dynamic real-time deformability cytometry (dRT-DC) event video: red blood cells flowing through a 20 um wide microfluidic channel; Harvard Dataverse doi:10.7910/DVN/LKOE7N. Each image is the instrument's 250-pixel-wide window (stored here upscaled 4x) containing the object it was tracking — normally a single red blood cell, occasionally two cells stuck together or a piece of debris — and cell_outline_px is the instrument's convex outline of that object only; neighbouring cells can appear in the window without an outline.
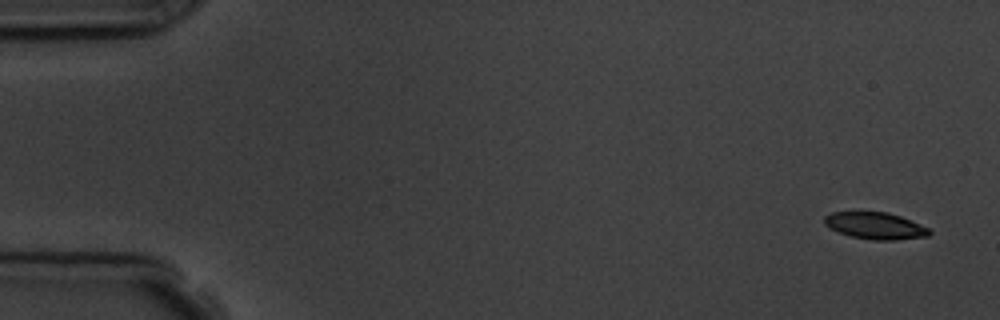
{"species": "common noctule bat (a hibernating species)", "species_latin": "Nyctalus noctula", "temperature_condition": "room temperature", "stored_images_in_passage": 3, "camera_frame_rate_fps": 3000, "um_per_image_px": 0.085, "animal": {"sex": "male", "body_mass_g": 19.5, "forearm_length_mm": 54.6}, "frame": {"image": 1, "passage_image": 1, "time_ms": 0.0, "image_size_px": [1000, 320], "cell_outline_px": [[932, 232], [928, 236], [896, 240], [872, 240], [852, 236], [828, 228], [824, 224], [824, 216], [832, 212], [888, 212], [900, 216], [920, 224], [928, 228]], "centroid_in_image_um": [74.39, 19.19], "position_along_channel_um": 10.6, "area_um2": 16.36}}